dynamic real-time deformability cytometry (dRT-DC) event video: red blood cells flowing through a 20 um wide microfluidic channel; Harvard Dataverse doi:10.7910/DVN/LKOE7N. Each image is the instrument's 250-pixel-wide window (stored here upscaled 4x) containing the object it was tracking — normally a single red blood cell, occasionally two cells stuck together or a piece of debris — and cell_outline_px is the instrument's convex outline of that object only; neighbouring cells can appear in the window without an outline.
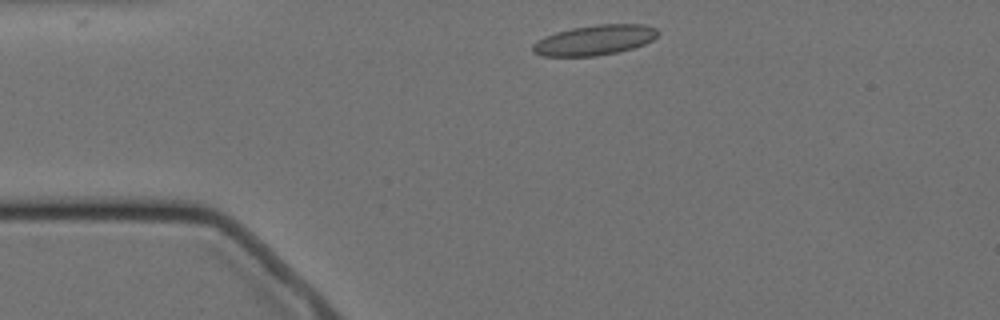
{"species": "Egyptian fruit bat (a non-hibernating species)", "species_latin": "Rousettus aegyptiacus", "temperature_condition": "cold", "stored_images_in_passage": 2, "camera_frame_rate_fps": 3000, "um_per_image_px": 0.085, "animal": {"sex": "female"}, "frame": {"image": 1, "passage_image": 1, "time_ms": 0.0, "image_size_px": [1000, 320], "cell_outline_px": [[660, 32], [652, 40], [644, 44], [632, 48], [616, 52], [596, 56], [540, 56], [532, 52], [532, 44], [536, 40], [544, 36], [556, 32], [572, 28], [596, 24], [644, 24], [656, 28]], "centroid_in_image_um": [50.51, 3.4], "position_along_channel_um": 34.5, "area_um2": 22.08}}